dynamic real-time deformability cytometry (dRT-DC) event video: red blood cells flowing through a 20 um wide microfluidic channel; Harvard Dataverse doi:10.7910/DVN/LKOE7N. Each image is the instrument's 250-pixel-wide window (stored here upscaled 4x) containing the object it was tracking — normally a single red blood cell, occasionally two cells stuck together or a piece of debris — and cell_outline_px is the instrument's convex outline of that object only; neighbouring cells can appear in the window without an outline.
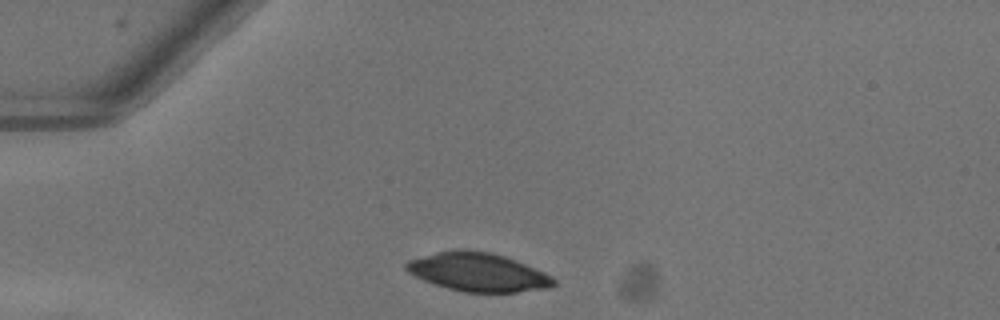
{"species": "common noctule bat (a hibernating species)", "species_latin": "Nyctalus noctula", "temperature_condition": "warm", "stored_images_in_passage": 39, "camera_frame_rate_fps": 3000, "um_per_image_px": 0.085, "animal": {"sex": "female"}, "frame": {"image": 1, "passage_image": 1, "time_ms": 0.0, "image_size_px": [1000, 320], "cell_outline_px": [[556, 284], [548, 288], [516, 292], [464, 292], [448, 288], [424, 280], [408, 272], [404, 268], [404, 264], [408, 260], [436, 252], [456, 248], [464, 248], [492, 252], [516, 260], [544, 272], [552, 276], [556, 280]], "centroid_in_image_um": [40.63, 23.11], "position_along_channel_um": 44.4, "area_um2": 33.29}}
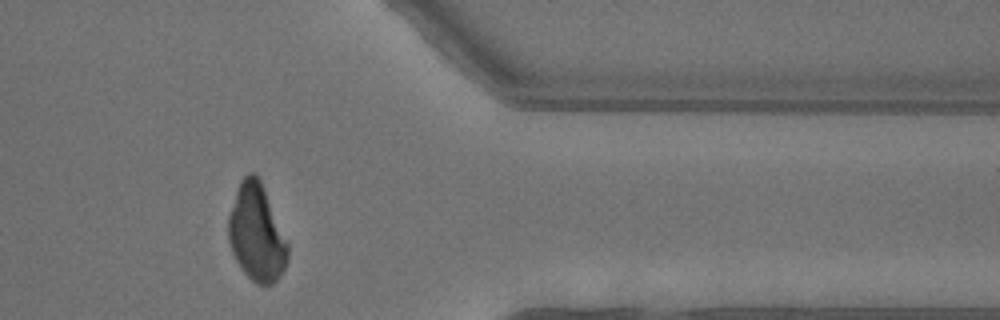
{"frame": {"image": 2, "passage_image": 30, "time_ms": 9.667, "image_size_px": [1000, 320], "cell_outline_px": [[288, 260], [284, 268], [276, 280], [272, 284], [260, 284], [252, 280], [240, 268], [232, 252], [228, 240], [228, 216], [236, 188], [240, 180], [248, 172], [256, 172], [264, 188], [288, 244]], "centroid_in_image_um": [21.78, 19.76], "position_along_channel_um": 389.6, "area_um2": 33.47}}
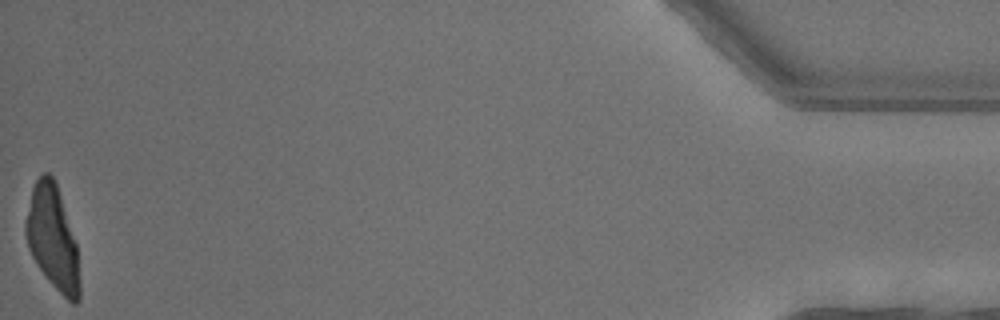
{"frame": {"image": 3, "passage_image": 39, "time_ms": 12.667, "image_size_px": [1000, 320], "cell_outline_px": [[80, 300], [76, 304], [72, 304], [48, 280], [36, 264], [28, 248], [24, 232], [24, 220], [32, 188], [36, 180], [44, 172], [48, 172], [52, 176], [56, 184], [76, 244], [80, 280]], "centroid_in_image_um": [4.45, 20.25], "position_along_channel_um": 430.8, "area_um2": 32.48}}